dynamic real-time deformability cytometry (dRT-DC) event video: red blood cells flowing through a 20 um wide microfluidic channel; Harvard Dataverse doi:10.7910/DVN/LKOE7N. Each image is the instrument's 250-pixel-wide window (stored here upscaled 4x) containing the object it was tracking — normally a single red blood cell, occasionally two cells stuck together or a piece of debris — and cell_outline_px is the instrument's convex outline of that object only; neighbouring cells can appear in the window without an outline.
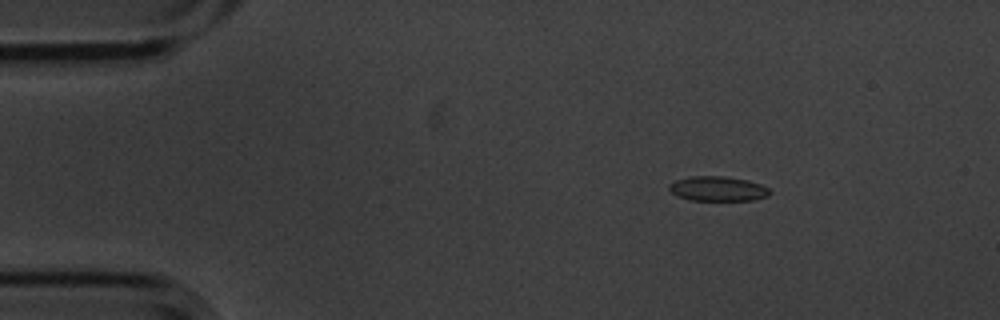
{"species": "common noctule bat (a hibernating species)", "species_latin": "Nyctalus noctula", "temperature_condition": "cold", "stored_images_in_passage": 4, "camera_frame_rate_fps": 3000, "um_per_image_px": 0.085, "animal": {"sex": "male", "body_mass_g": 20.1, "forearm_length_mm": 53.5}, "frame": {"image": 1, "passage_image": 2, "time_ms": 0.333, "image_size_px": [1000, 320], "cell_outline_px": [[772, 192], [768, 196], [756, 200], [688, 200], [676, 196], [668, 188], [668, 184], [676, 180], [692, 176], [724, 176], [748, 180], [760, 184], [768, 188]], "centroid_in_image_um": [61.01, 16.04], "position_along_channel_um": 24.0, "area_um2": 14.62}}